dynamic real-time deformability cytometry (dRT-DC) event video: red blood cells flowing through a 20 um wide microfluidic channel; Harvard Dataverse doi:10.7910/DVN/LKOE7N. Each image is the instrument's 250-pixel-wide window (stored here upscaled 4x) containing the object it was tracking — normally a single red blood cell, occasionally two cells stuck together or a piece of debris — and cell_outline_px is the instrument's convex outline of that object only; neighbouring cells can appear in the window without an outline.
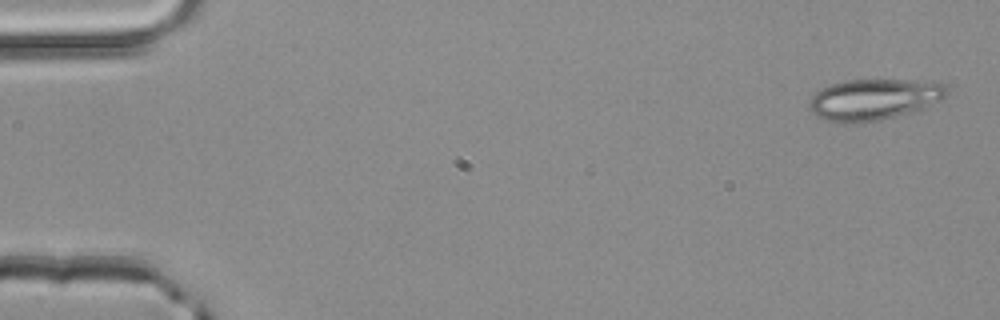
{"species": "common noctule bat (a hibernating species)", "species_latin": "Nyctalus noctula", "temperature_condition": "room temperature", "stored_images_in_passage": 4, "camera_frame_rate_fps": 3000, "um_per_image_px": 0.085, "animal": {"sex": "male", "body_mass_g": 20.4}, "frame": {"image": 1, "passage_image": 1, "time_ms": 0.0, "image_size_px": [1000, 320], "cell_outline_px": [[948, 96], [924, 108], [876, 120], [856, 124], [844, 124], [824, 120], [816, 116], [808, 108], [808, 104], [812, 96], [820, 88], [844, 80], [908, 80], [948, 84]], "centroid_in_image_um": [74.24, 8.45], "position_along_channel_um": 10.8, "area_um2": 33.06}}